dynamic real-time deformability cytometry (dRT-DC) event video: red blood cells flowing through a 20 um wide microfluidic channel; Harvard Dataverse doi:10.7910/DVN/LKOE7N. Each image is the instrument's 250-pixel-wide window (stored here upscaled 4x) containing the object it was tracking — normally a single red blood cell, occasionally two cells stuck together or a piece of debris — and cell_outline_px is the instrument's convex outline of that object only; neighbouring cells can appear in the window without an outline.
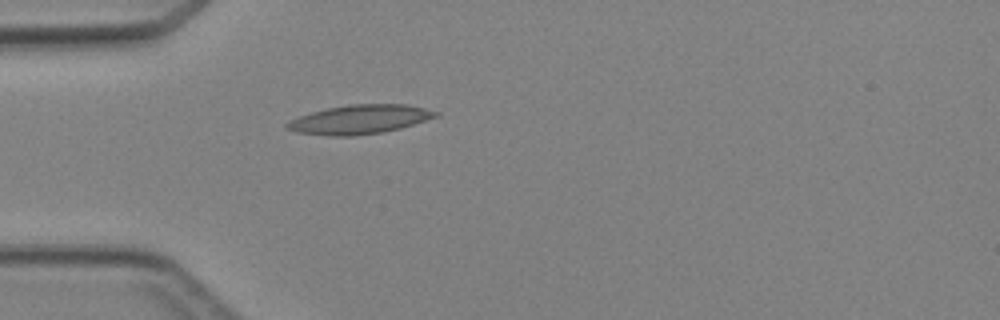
{"species": "Egyptian fruit bat (a non-hibernating species)", "species_latin": "Rousettus aegyptiacus", "temperature_condition": "cold", "stored_images_in_passage": 1, "camera_frame_rate_fps": 3000, "um_per_image_px": 0.085, "animal": {"sex": "female"}, "frame": {"image": 1, "passage_image": 1, "time_ms": 0.0, "image_size_px": [1000, 320], "cell_outline_px": [[440, 116], [400, 128], [384, 132], [352, 136], [328, 136], [296, 132], [284, 128], [284, 124], [288, 120], [312, 112], [328, 108], [348, 104], [404, 104], [424, 108], [440, 112]], "centroid_in_image_um": [30.55, 10.15], "position_along_channel_um": 54.5, "area_um2": 25.32}}